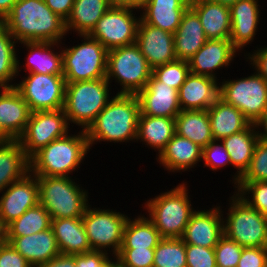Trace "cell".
I'll return each mask as SVG.
<instances>
[{"label": "cell", "instance_id": "cell-57", "mask_svg": "<svg viewBox=\"0 0 267 267\" xmlns=\"http://www.w3.org/2000/svg\"><path fill=\"white\" fill-rule=\"evenodd\" d=\"M5 89H6V87L0 86L1 91L5 90ZM1 91H0V94L2 93ZM10 140H12V139L2 130V128L0 126V143L7 142Z\"/></svg>", "mask_w": 267, "mask_h": 267}, {"label": "cell", "instance_id": "cell-24", "mask_svg": "<svg viewBox=\"0 0 267 267\" xmlns=\"http://www.w3.org/2000/svg\"><path fill=\"white\" fill-rule=\"evenodd\" d=\"M176 59L189 62L208 40L197 13L188 7L173 34Z\"/></svg>", "mask_w": 267, "mask_h": 267}, {"label": "cell", "instance_id": "cell-55", "mask_svg": "<svg viewBox=\"0 0 267 267\" xmlns=\"http://www.w3.org/2000/svg\"><path fill=\"white\" fill-rule=\"evenodd\" d=\"M18 0H0V19H3Z\"/></svg>", "mask_w": 267, "mask_h": 267}, {"label": "cell", "instance_id": "cell-49", "mask_svg": "<svg viewBox=\"0 0 267 267\" xmlns=\"http://www.w3.org/2000/svg\"><path fill=\"white\" fill-rule=\"evenodd\" d=\"M0 267H32L9 242L0 245Z\"/></svg>", "mask_w": 267, "mask_h": 267}, {"label": "cell", "instance_id": "cell-36", "mask_svg": "<svg viewBox=\"0 0 267 267\" xmlns=\"http://www.w3.org/2000/svg\"><path fill=\"white\" fill-rule=\"evenodd\" d=\"M162 239L154 224L140 213L135 219H127L121 249L155 248Z\"/></svg>", "mask_w": 267, "mask_h": 267}, {"label": "cell", "instance_id": "cell-22", "mask_svg": "<svg viewBox=\"0 0 267 267\" xmlns=\"http://www.w3.org/2000/svg\"><path fill=\"white\" fill-rule=\"evenodd\" d=\"M7 242L20 253L32 267L45 263L60 254L52 228L22 237H7Z\"/></svg>", "mask_w": 267, "mask_h": 267}, {"label": "cell", "instance_id": "cell-21", "mask_svg": "<svg viewBox=\"0 0 267 267\" xmlns=\"http://www.w3.org/2000/svg\"><path fill=\"white\" fill-rule=\"evenodd\" d=\"M218 80L189 73L178 91L181 110H207L219 98Z\"/></svg>", "mask_w": 267, "mask_h": 267}, {"label": "cell", "instance_id": "cell-26", "mask_svg": "<svg viewBox=\"0 0 267 267\" xmlns=\"http://www.w3.org/2000/svg\"><path fill=\"white\" fill-rule=\"evenodd\" d=\"M51 228L61 254L78 255L92 251L82 217L51 219Z\"/></svg>", "mask_w": 267, "mask_h": 267}, {"label": "cell", "instance_id": "cell-29", "mask_svg": "<svg viewBox=\"0 0 267 267\" xmlns=\"http://www.w3.org/2000/svg\"><path fill=\"white\" fill-rule=\"evenodd\" d=\"M188 7L183 0H146L140 15L145 23L174 34Z\"/></svg>", "mask_w": 267, "mask_h": 267}, {"label": "cell", "instance_id": "cell-37", "mask_svg": "<svg viewBox=\"0 0 267 267\" xmlns=\"http://www.w3.org/2000/svg\"><path fill=\"white\" fill-rule=\"evenodd\" d=\"M16 44L11 33L3 26L0 29V86L10 88L14 87L13 80L20 75L21 67ZM21 65V66H20ZM19 74V75H18Z\"/></svg>", "mask_w": 267, "mask_h": 267}, {"label": "cell", "instance_id": "cell-60", "mask_svg": "<svg viewBox=\"0 0 267 267\" xmlns=\"http://www.w3.org/2000/svg\"><path fill=\"white\" fill-rule=\"evenodd\" d=\"M3 27V19H0V29Z\"/></svg>", "mask_w": 267, "mask_h": 267}, {"label": "cell", "instance_id": "cell-48", "mask_svg": "<svg viewBox=\"0 0 267 267\" xmlns=\"http://www.w3.org/2000/svg\"><path fill=\"white\" fill-rule=\"evenodd\" d=\"M267 247H243L237 267H266Z\"/></svg>", "mask_w": 267, "mask_h": 267}, {"label": "cell", "instance_id": "cell-54", "mask_svg": "<svg viewBox=\"0 0 267 267\" xmlns=\"http://www.w3.org/2000/svg\"><path fill=\"white\" fill-rule=\"evenodd\" d=\"M146 0H110L111 5L114 7H127L137 9L140 11Z\"/></svg>", "mask_w": 267, "mask_h": 267}, {"label": "cell", "instance_id": "cell-23", "mask_svg": "<svg viewBox=\"0 0 267 267\" xmlns=\"http://www.w3.org/2000/svg\"><path fill=\"white\" fill-rule=\"evenodd\" d=\"M157 156V162L169 173L185 172L202 161V148L191 140L175 134Z\"/></svg>", "mask_w": 267, "mask_h": 267}, {"label": "cell", "instance_id": "cell-34", "mask_svg": "<svg viewBox=\"0 0 267 267\" xmlns=\"http://www.w3.org/2000/svg\"><path fill=\"white\" fill-rule=\"evenodd\" d=\"M111 7L110 0H75L65 21L67 34L69 31L76 32L77 35L89 34Z\"/></svg>", "mask_w": 267, "mask_h": 267}, {"label": "cell", "instance_id": "cell-39", "mask_svg": "<svg viewBox=\"0 0 267 267\" xmlns=\"http://www.w3.org/2000/svg\"><path fill=\"white\" fill-rule=\"evenodd\" d=\"M153 267H187L184 241L181 238H163L154 248Z\"/></svg>", "mask_w": 267, "mask_h": 267}, {"label": "cell", "instance_id": "cell-35", "mask_svg": "<svg viewBox=\"0 0 267 267\" xmlns=\"http://www.w3.org/2000/svg\"><path fill=\"white\" fill-rule=\"evenodd\" d=\"M175 130L201 148L214 140L207 110H182L175 118Z\"/></svg>", "mask_w": 267, "mask_h": 267}, {"label": "cell", "instance_id": "cell-41", "mask_svg": "<svg viewBox=\"0 0 267 267\" xmlns=\"http://www.w3.org/2000/svg\"><path fill=\"white\" fill-rule=\"evenodd\" d=\"M189 73V63L178 59L152 69V75L158 81L178 91Z\"/></svg>", "mask_w": 267, "mask_h": 267}, {"label": "cell", "instance_id": "cell-53", "mask_svg": "<svg viewBox=\"0 0 267 267\" xmlns=\"http://www.w3.org/2000/svg\"><path fill=\"white\" fill-rule=\"evenodd\" d=\"M254 124L257 130L259 140L267 142V106L263 111L262 116Z\"/></svg>", "mask_w": 267, "mask_h": 267}, {"label": "cell", "instance_id": "cell-52", "mask_svg": "<svg viewBox=\"0 0 267 267\" xmlns=\"http://www.w3.org/2000/svg\"><path fill=\"white\" fill-rule=\"evenodd\" d=\"M75 255L59 254L48 262L33 267H75Z\"/></svg>", "mask_w": 267, "mask_h": 267}, {"label": "cell", "instance_id": "cell-50", "mask_svg": "<svg viewBox=\"0 0 267 267\" xmlns=\"http://www.w3.org/2000/svg\"><path fill=\"white\" fill-rule=\"evenodd\" d=\"M244 56H248L245 59L254 67L253 70L255 69L256 73L267 82V47H257V50H254L252 53L246 52Z\"/></svg>", "mask_w": 267, "mask_h": 267}, {"label": "cell", "instance_id": "cell-42", "mask_svg": "<svg viewBox=\"0 0 267 267\" xmlns=\"http://www.w3.org/2000/svg\"><path fill=\"white\" fill-rule=\"evenodd\" d=\"M256 181H267V142L262 140L257 142L250 165L239 179V182Z\"/></svg>", "mask_w": 267, "mask_h": 267}, {"label": "cell", "instance_id": "cell-32", "mask_svg": "<svg viewBox=\"0 0 267 267\" xmlns=\"http://www.w3.org/2000/svg\"><path fill=\"white\" fill-rule=\"evenodd\" d=\"M30 172V161L18 140L0 143V193Z\"/></svg>", "mask_w": 267, "mask_h": 267}, {"label": "cell", "instance_id": "cell-59", "mask_svg": "<svg viewBox=\"0 0 267 267\" xmlns=\"http://www.w3.org/2000/svg\"><path fill=\"white\" fill-rule=\"evenodd\" d=\"M189 7L195 3L201 2L203 0H183Z\"/></svg>", "mask_w": 267, "mask_h": 267}, {"label": "cell", "instance_id": "cell-46", "mask_svg": "<svg viewBox=\"0 0 267 267\" xmlns=\"http://www.w3.org/2000/svg\"><path fill=\"white\" fill-rule=\"evenodd\" d=\"M187 267H217L214 248L186 244Z\"/></svg>", "mask_w": 267, "mask_h": 267}, {"label": "cell", "instance_id": "cell-11", "mask_svg": "<svg viewBox=\"0 0 267 267\" xmlns=\"http://www.w3.org/2000/svg\"><path fill=\"white\" fill-rule=\"evenodd\" d=\"M116 211L88 205L82 216L91 249L107 253L109 251L110 254L112 252L111 256L114 257L121 249L123 230L129 218L128 215Z\"/></svg>", "mask_w": 267, "mask_h": 267}, {"label": "cell", "instance_id": "cell-56", "mask_svg": "<svg viewBox=\"0 0 267 267\" xmlns=\"http://www.w3.org/2000/svg\"><path fill=\"white\" fill-rule=\"evenodd\" d=\"M6 242H7L6 225L3 223L2 219L0 218V245Z\"/></svg>", "mask_w": 267, "mask_h": 267}, {"label": "cell", "instance_id": "cell-31", "mask_svg": "<svg viewBox=\"0 0 267 267\" xmlns=\"http://www.w3.org/2000/svg\"><path fill=\"white\" fill-rule=\"evenodd\" d=\"M198 15L207 39H229L231 16L229 6L203 0L190 6Z\"/></svg>", "mask_w": 267, "mask_h": 267}, {"label": "cell", "instance_id": "cell-6", "mask_svg": "<svg viewBox=\"0 0 267 267\" xmlns=\"http://www.w3.org/2000/svg\"><path fill=\"white\" fill-rule=\"evenodd\" d=\"M109 85L106 78L66 83L63 110L69 125L86 131L111 100Z\"/></svg>", "mask_w": 267, "mask_h": 267}, {"label": "cell", "instance_id": "cell-12", "mask_svg": "<svg viewBox=\"0 0 267 267\" xmlns=\"http://www.w3.org/2000/svg\"><path fill=\"white\" fill-rule=\"evenodd\" d=\"M14 88L31 112L63 109L66 80L63 75L27 73Z\"/></svg>", "mask_w": 267, "mask_h": 267}, {"label": "cell", "instance_id": "cell-43", "mask_svg": "<svg viewBox=\"0 0 267 267\" xmlns=\"http://www.w3.org/2000/svg\"><path fill=\"white\" fill-rule=\"evenodd\" d=\"M243 247L223 235L214 247L217 267H237Z\"/></svg>", "mask_w": 267, "mask_h": 267}, {"label": "cell", "instance_id": "cell-3", "mask_svg": "<svg viewBox=\"0 0 267 267\" xmlns=\"http://www.w3.org/2000/svg\"><path fill=\"white\" fill-rule=\"evenodd\" d=\"M88 138L84 130L77 134L53 140L30 159V172L35 176L71 177L77 171L88 151Z\"/></svg>", "mask_w": 267, "mask_h": 267}, {"label": "cell", "instance_id": "cell-14", "mask_svg": "<svg viewBox=\"0 0 267 267\" xmlns=\"http://www.w3.org/2000/svg\"><path fill=\"white\" fill-rule=\"evenodd\" d=\"M136 9L112 6L88 34L107 50L135 44L141 20L133 12Z\"/></svg>", "mask_w": 267, "mask_h": 267}, {"label": "cell", "instance_id": "cell-20", "mask_svg": "<svg viewBox=\"0 0 267 267\" xmlns=\"http://www.w3.org/2000/svg\"><path fill=\"white\" fill-rule=\"evenodd\" d=\"M259 0H238L230 9L231 35L229 40L239 51L253 42L260 24V4Z\"/></svg>", "mask_w": 267, "mask_h": 267}, {"label": "cell", "instance_id": "cell-13", "mask_svg": "<svg viewBox=\"0 0 267 267\" xmlns=\"http://www.w3.org/2000/svg\"><path fill=\"white\" fill-rule=\"evenodd\" d=\"M69 128L70 125L63 109L31 112L25 130L18 141L30 159L53 140L66 136Z\"/></svg>", "mask_w": 267, "mask_h": 267}, {"label": "cell", "instance_id": "cell-16", "mask_svg": "<svg viewBox=\"0 0 267 267\" xmlns=\"http://www.w3.org/2000/svg\"><path fill=\"white\" fill-rule=\"evenodd\" d=\"M195 211L186 225L182 240L185 244L214 248L224 235L221 206Z\"/></svg>", "mask_w": 267, "mask_h": 267}, {"label": "cell", "instance_id": "cell-19", "mask_svg": "<svg viewBox=\"0 0 267 267\" xmlns=\"http://www.w3.org/2000/svg\"><path fill=\"white\" fill-rule=\"evenodd\" d=\"M239 52L229 39H208L203 47L190 59V72L216 80V70L228 68Z\"/></svg>", "mask_w": 267, "mask_h": 267}, {"label": "cell", "instance_id": "cell-40", "mask_svg": "<svg viewBox=\"0 0 267 267\" xmlns=\"http://www.w3.org/2000/svg\"><path fill=\"white\" fill-rule=\"evenodd\" d=\"M234 187L241 199L267 219V181L238 182Z\"/></svg>", "mask_w": 267, "mask_h": 267}, {"label": "cell", "instance_id": "cell-45", "mask_svg": "<svg viewBox=\"0 0 267 267\" xmlns=\"http://www.w3.org/2000/svg\"><path fill=\"white\" fill-rule=\"evenodd\" d=\"M202 161L204 166L209 167L212 171L225 168L231 165L230 156L225 149L221 140H212L207 146L202 148Z\"/></svg>", "mask_w": 267, "mask_h": 267}, {"label": "cell", "instance_id": "cell-18", "mask_svg": "<svg viewBox=\"0 0 267 267\" xmlns=\"http://www.w3.org/2000/svg\"><path fill=\"white\" fill-rule=\"evenodd\" d=\"M137 97L140 115L176 118L182 111L178 90L158 81L153 75Z\"/></svg>", "mask_w": 267, "mask_h": 267}, {"label": "cell", "instance_id": "cell-8", "mask_svg": "<svg viewBox=\"0 0 267 267\" xmlns=\"http://www.w3.org/2000/svg\"><path fill=\"white\" fill-rule=\"evenodd\" d=\"M151 75L152 68L136 44L108 50L106 79L121 86L116 94L137 95Z\"/></svg>", "mask_w": 267, "mask_h": 267}, {"label": "cell", "instance_id": "cell-9", "mask_svg": "<svg viewBox=\"0 0 267 267\" xmlns=\"http://www.w3.org/2000/svg\"><path fill=\"white\" fill-rule=\"evenodd\" d=\"M233 193L223 218L224 235L242 247H267V219Z\"/></svg>", "mask_w": 267, "mask_h": 267}, {"label": "cell", "instance_id": "cell-44", "mask_svg": "<svg viewBox=\"0 0 267 267\" xmlns=\"http://www.w3.org/2000/svg\"><path fill=\"white\" fill-rule=\"evenodd\" d=\"M115 260L120 267H153L154 248L120 249Z\"/></svg>", "mask_w": 267, "mask_h": 267}, {"label": "cell", "instance_id": "cell-17", "mask_svg": "<svg viewBox=\"0 0 267 267\" xmlns=\"http://www.w3.org/2000/svg\"><path fill=\"white\" fill-rule=\"evenodd\" d=\"M135 44L152 69L176 60L173 33L151 26L142 19Z\"/></svg>", "mask_w": 267, "mask_h": 267}, {"label": "cell", "instance_id": "cell-33", "mask_svg": "<svg viewBox=\"0 0 267 267\" xmlns=\"http://www.w3.org/2000/svg\"><path fill=\"white\" fill-rule=\"evenodd\" d=\"M175 134V118L139 116L136 141H142V145L144 143L154 151H158L159 155Z\"/></svg>", "mask_w": 267, "mask_h": 267}, {"label": "cell", "instance_id": "cell-1", "mask_svg": "<svg viewBox=\"0 0 267 267\" xmlns=\"http://www.w3.org/2000/svg\"><path fill=\"white\" fill-rule=\"evenodd\" d=\"M3 26L17 42H57L67 34L65 20L44 0H18L3 18Z\"/></svg>", "mask_w": 267, "mask_h": 267}, {"label": "cell", "instance_id": "cell-27", "mask_svg": "<svg viewBox=\"0 0 267 267\" xmlns=\"http://www.w3.org/2000/svg\"><path fill=\"white\" fill-rule=\"evenodd\" d=\"M258 141V134L253 123L245 130L221 139V142L229 153L233 168L237 169L235 175H232V183L235 186L238 184L240 177L248 169Z\"/></svg>", "mask_w": 267, "mask_h": 267}, {"label": "cell", "instance_id": "cell-28", "mask_svg": "<svg viewBox=\"0 0 267 267\" xmlns=\"http://www.w3.org/2000/svg\"><path fill=\"white\" fill-rule=\"evenodd\" d=\"M28 50L25 71L28 73L63 75L61 44L57 42H20ZM60 46V50H56ZM56 50V52L54 51ZM58 51V52H57ZM27 69V70H26Z\"/></svg>", "mask_w": 267, "mask_h": 267}, {"label": "cell", "instance_id": "cell-47", "mask_svg": "<svg viewBox=\"0 0 267 267\" xmlns=\"http://www.w3.org/2000/svg\"><path fill=\"white\" fill-rule=\"evenodd\" d=\"M104 251L92 250L87 253L75 255V267H115V257Z\"/></svg>", "mask_w": 267, "mask_h": 267}, {"label": "cell", "instance_id": "cell-51", "mask_svg": "<svg viewBox=\"0 0 267 267\" xmlns=\"http://www.w3.org/2000/svg\"><path fill=\"white\" fill-rule=\"evenodd\" d=\"M45 4L63 20L69 17L75 0H44Z\"/></svg>", "mask_w": 267, "mask_h": 267}, {"label": "cell", "instance_id": "cell-10", "mask_svg": "<svg viewBox=\"0 0 267 267\" xmlns=\"http://www.w3.org/2000/svg\"><path fill=\"white\" fill-rule=\"evenodd\" d=\"M219 98L239 109L254 124L267 106V82L256 72L236 80L223 79L219 83Z\"/></svg>", "mask_w": 267, "mask_h": 267}, {"label": "cell", "instance_id": "cell-7", "mask_svg": "<svg viewBox=\"0 0 267 267\" xmlns=\"http://www.w3.org/2000/svg\"><path fill=\"white\" fill-rule=\"evenodd\" d=\"M78 36L83 38L80 45L61 46L66 83L106 78L108 50L88 34Z\"/></svg>", "mask_w": 267, "mask_h": 267}, {"label": "cell", "instance_id": "cell-30", "mask_svg": "<svg viewBox=\"0 0 267 267\" xmlns=\"http://www.w3.org/2000/svg\"><path fill=\"white\" fill-rule=\"evenodd\" d=\"M211 132L214 140L245 130L251 122L233 105L218 98L208 109Z\"/></svg>", "mask_w": 267, "mask_h": 267}, {"label": "cell", "instance_id": "cell-38", "mask_svg": "<svg viewBox=\"0 0 267 267\" xmlns=\"http://www.w3.org/2000/svg\"><path fill=\"white\" fill-rule=\"evenodd\" d=\"M51 227V217L41 205L28 209L19 218L6 226L7 237H22L36 234Z\"/></svg>", "mask_w": 267, "mask_h": 267}, {"label": "cell", "instance_id": "cell-15", "mask_svg": "<svg viewBox=\"0 0 267 267\" xmlns=\"http://www.w3.org/2000/svg\"><path fill=\"white\" fill-rule=\"evenodd\" d=\"M0 218L7 226L28 209L39 204L37 176L29 172L1 192Z\"/></svg>", "mask_w": 267, "mask_h": 267}, {"label": "cell", "instance_id": "cell-58", "mask_svg": "<svg viewBox=\"0 0 267 267\" xmlns=\"http://www.w3.org/2000/svg\"><path fill=\"white\" fill-rule=\"evenodd\" d=\"M212 2L220 3L221 5L225 6H232L234 3H236L238 0H209Z\"/></svg>", "mask_w": 267, "mask_h": 267}, {"label": "cell", "instance_id": "cell-2", "mask_svg": "<svg viewBox=\"0 0 267 267\" xmlns=\"http://www.w3.org/2000/svg\"><path fill=\"white\" fill-rule=\"evenodd\" d=\"M140 113L137 95L116 94L85 131L89 147L101 141L136 142Z\"/></svg>", "mask_w": 267, "mask_h": 267}, {"label": "cell", "instance_id": "cell-25", "mask_svg": "<svg viewBox=\"0 0 267 267\" xmlns=\"http://www.w3.org/2000/svg\"><path fill=\"white\" fill-rule=\"evenodd\" d=\"M30 114L28 104L14 87L2 90L0 94V126L12 140H18L22 135Z\"/></svg>", "mask_w": 267, "mask_h": 267}, {"label": "cell", "instance_id": "cell-5", "mask_svg": "<svg viewBox=\"0 0 267 267\" xmlns=\"http://www.w3.org/2000/svg\"><path fill=\"white\" fill-rule=\"evenodd\" d=\"M39 204L51 219L82 217L89 205L88 191L72 177L37 176Z\"/></svg>", "mask_w": 267, "mask_h": 267}, {"label": "cell", "instance_id": "cell-4", "mask_svg": "<svg viewBox=\"0 0 267 267\" xmlns=\"http://www.w3.org/2000/svg\"><path fill=\"white\" fill-rule=\"evenodd\" d=\"M187 187L183 181L144 203L147 218L162 238H182L191 215L196 211L192 207Z\"/></svg>", "mask_w": 267, "mask_h": 267}]
</instances>
